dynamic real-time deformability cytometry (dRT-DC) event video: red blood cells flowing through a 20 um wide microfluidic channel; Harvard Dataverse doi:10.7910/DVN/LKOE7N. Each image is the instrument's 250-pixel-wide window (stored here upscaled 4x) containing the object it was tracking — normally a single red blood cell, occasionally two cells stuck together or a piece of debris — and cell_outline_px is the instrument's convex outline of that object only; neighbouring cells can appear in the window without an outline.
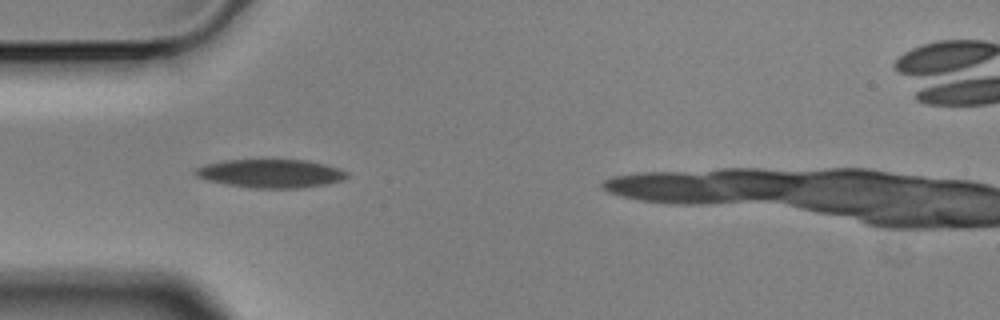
{"species": "Egyptian fruit bat (a non-hibernating species)", "species_latin": "Rousettus aegyptiacus", "temperature_condition": "cold", "stored_images_in_passage": 34, "camera_frame_rate_fps": 3000, "um_per_image_px": 0.085, "animal": {"sex": "male"}, "frame": {"image": 1, "passage_image": 1, "time_ms": 0.0, "image_size_px": [1000, 320], "cell_outline_px": [[348, 176], [344, 180], [324, 184], [300, 188], [252, 188], [228, 184], [208, 180], [196, 176], [192, 172], [196, 168], [204, 164], [228, 160], [308, 160], [340, 168], [348, 172]], "centroid_in_image_um": [23.03, 14.74], "position_along_channel_um": 62.0, "area_um2": 25.09}}
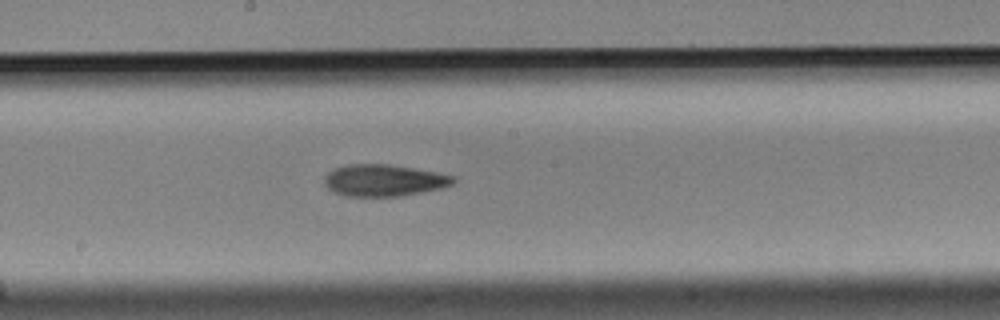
{"frame": {"image": 2, "passage_image": 14, "time_ms": 4.333, "image_size_px": [1000, 320], "cell_outline_px": [[456, 180], [452, 184], [440, 188], [404, 196], [344, 196], [332, 192], [324, 184], [324, 176], [332, 168], [348, 164], [388, 164], [436, 172], [456, 176]], "centroid_in_image_um": [32.59, 15.33], "position_along_channel_um": 215.6, "area_um2": 24.04}}
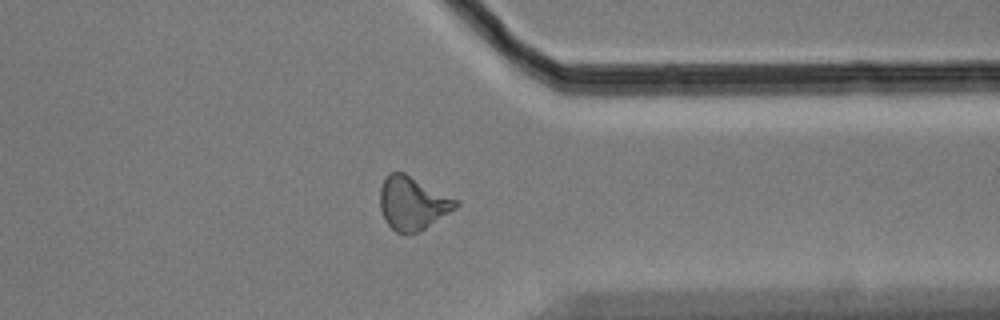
{"frame": {"image": 3, "passage_image": 28, "time_ms": 9.0, "image_size_px": [1000, 320], "cell_outline_px": [[460, 204], [456, 208], [424, 228], [416, 232], [396, 232], [384, 220], [380, 208], [380, 188], [388, 172], [404, 172], [460, 200]], "centroid_in_image_um": [35.07, 17.23], "position_along_channel_um": 376.3, "area_um2": 23.41}}